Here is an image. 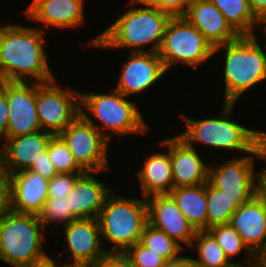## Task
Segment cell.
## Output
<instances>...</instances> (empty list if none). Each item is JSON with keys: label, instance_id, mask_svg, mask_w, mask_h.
Instances as JSON below:
<instances>
[{"label": "cell", "instance_id": "7dc6e473", "mask_svg": "<svg viewBox=\"0 0 266 267\" xmlns=\"http://www.w3.org/2000/svg\"><path fill=\"white\" fill-rule=\"evenodd\" d=\"M262 267H266V258L262 261Z\"/></svg>", "mask_w": 266, "mask_h": 267}, {"label": "cell", "instance_id": "8992f818", "mask_svg": "<svg viewBox=\"0 0 266 267\" xmlns=\"http://www.w3.org/2000/svg\"><path fill=\"white\" fill-rule=\"evenodd\" d=\"M97 219L103 246L107 242L112 245L105 251L126 252L141 240L143 229L148 223L146 198H127L112 191L106 197Z\"/></svg>", "mask_w": 266, "mask_h": 267}, {"label": "cell", "instance_id": "7402d4cb", "mask_svg": "<svg viewBox=\"0 0 266 267\" xmlns=\"http://www.w3.org/2000/svg\"><path fill=\"white\" fill-rule=\"evenodd\" d=\"M162 147L168 148L166 153L155 152L143 162L141 169L136 171L141 194L148 197L153 194L169 193L174 188L172 165L170 157V137L159 141Z\"/></svg>", "mask_w": 266, "mask_h": 267}, {"label": "cell", "instance_id": "5b68a950", "mask_svg": "<svg viewBox=\"0 0 266 267\" xmlns=\"http://www.w3.org/2000/svg\"><path fill=\"white\" fill-rule=\"evenodd\" d=\"M110 93L80 92V114L110 142L112 138L147 134L148 123L133 100L113 88ZM101 124L98 126L96 120ZM100 127V128H99ZM108 131H106V130ZM112 132L114 134H112Z\"/></svg>", "mask_w": 266, "mask_h": 267}, {"label": "cell", "instance_id": "f1b7e54d", "mask_svg": "<svg viewBox=\"0 0 266 267\" xmlns=\"http://www.w3.org/2000/svg\"><path fill=\"white\" fill-rule=\"evenodd\" d=\"M140 242L154 253L162 256L166 260L178 257L185 253V249L165 232L147 223L143 229Z\"/></svg>", "mask_w": 266, "mask_h": 267}, {"label": "cell", "instance_id": "cb8c5ba5", "mask_svg": "<svg viewBox=\"0 0 266 267\" xmlns=\"http://www.w3.org/2000/svg\"><path fill=\"white\" fill-rule=\"evenodd\" d=\"M169 194L196 231L207 230V182L197 186L174 187Z\"/></svg>", "mask_w": 266, "mask_h": 267}, {"label": "cell", "instance_id": "4fadbf2b", "mask_svg": "<svg viewBox=\"0 0 266 267\" xmlns=\"http://www.w3.org/2000/svg\"><path fill=\"white\" fill-rule=\"evenodd\" d=\"M64 239L62 250L57 256L68 252L69 265H99L107 253L103 247L100 226L97 218L77 219L63 226ZM66 250V251H65Z\"/></svg>", "mask_w": 266, "mask_h": 267}, {"label": "cell", "instance_id": "8d00e7d4", "mask_svg": "<svg viewBox=\"0 0 266 267\" xmlns=\"http://www.w3.org/2000/svg\"><path fill=\"white\" fill-rule=\"evenodd\" d=\"M194 0H161V11L172 17L184 16Z\"/></svg>", "mask_w": 266, "mask_h": 267}, {"label": "cell", "instance_id": "60d3db41", "mask_svg": "<svg viewBox=\"0 0 266 267\" xmlns=\"http://www.w3.org/2000/svg\"><path fill=\"white\" fill-rule=\"evenodd\" d=\"M28 267H68V263H65L64 260L63 262H57V259L47 255L45 258L35 261Z\"/></svg>", "mask_w": 266, "mask_h": 267}, {"label": "cell", "instance_id": "7c38bea8", "mask_svg": "<svg viewBox=\"0 0 266 267\" xmlns=\"http://www.w3.org/2000/svg\"><path fill=\"white\" fill-rule=\"evenodd\" d=\"M9 107L6 138L42 131L36 111L37 82L0 81Z\"/></svg>", "mask_w": 266, "mask_h": 267}, {"label": "cell", "instance_id": "30bf717a", "mask_svg": "<svg viewBox=\"0 0 266 267\" xmlns=\"http://www.w3.org/2000/svg\"><path fill=\"white\" fill-rule=\"evenodd\" d=\"M228 158L218 165L208 166V181L224 191L232 200H250L257 194L259 170H255V159L263 161L261 145L253 152ZM214 166V167H210Z\"/></svg>", "mask_w": 266, "mask_h": 267}, {"label": "cell", "instance_id": "7bdbcfd3", "mask_svg": "<svg viewBox=\"0 0 266 267\" xmlns=\"http://www.w3.org/2000/svg\"><path fill=\"white\" fill-rule=\"evenodd\" d=\"M134 4L139 7H150L161 10V0H130L127 2L128 6H133Z\"/></svg>", "mask_w": 266, "mask_h": 267}, {"label": "cell", "instance_id": "603a6c76", "mask_svg": "<svg viewBox=\"0 0 266 267\" xmlns=\"http://www.w3.org/2000/svg\"><path fill=\"white\" fill-rule=\"evenodd\" d=\"M49 180L31 170L12 174V211L37 214L48 199Z\"/></svg>", "mask_w": 266, "mask_h": 267}, {"label": "cell", "instance_id": "277c9868", "mask_svg": "<svg viewBox=\"0 0 266 267\" xmlns=\"http://www.w3.org/2000/svg\"><path fill=\"white\" fill-rule=\"evenodd\" d=\"M236 103H223L221 114L204 119H192L186 114L179 116L185 123V130L178 134L191 147L195 143L221 151L251 153L260 145L261 130L250 129L231 118ZM195 142V143H194Z\"/></svg>", "mask_w": 266, "mask_h": 267}, {"label": "cell", "instance_id": "83f0119b", "mask_svg": "<svg viewBox=\"0 0 266 267\" xmlns=\"http://www.w3.org/2000/svg\"><path fill=\"white\" fill-rule=\"evenodd\" d=\"M194 246L195 251L198 252V258L193 257L197 267H231L233 265L207 230L196 232L190 249H194Z\"/></svg>", "mask_w": 266, "mask_h": 267}, {"label": "cell", "instance_id": "ee69618b", "mask_svg": "<svg viewBox=\"0 0 266 267\" xmlns=\"http://www.w3.org/2000/svg\"><path fill=\"white\" fill-rule=\"evenodd\" d=\"M259 29H260L261 31L263 30L262 32L264 33V34H263L264 37H263L261 34H259V35L261 36L259 39L261 40V38H262V40H263V41H262V44H263L264 39H265V42H264V43H266V23H262L261 26L258 28V30H259Z\"/></svg>", "mask_w": 266, "mask_h": 267}, {"label": "cell", "instance_id": "d4e9b609", "mask_svg": "<svg viewBox=\"0 0 266 267\" xmlns=\"http://www.w3.org/2000/svg\"><path fill=\"white\" fill-rule=\"evenodd\" d=\"M207 231L215 238L233 264H241L246 267H262V262L244 244L238 232L230 224L217 225ZM239 254L244 256L241 259L243 263L234 261Z\"/></svg>", "mask_w": 266, "mask_h": 267}, {"label": "cell", "instance_id": "6da1fadb", "mask_svg": "<svg viewBox=\"0 0 266 267\" xmlns=\"http://www.w3.org/2000/svg\"><path fill=\"white\" fill-rule=\"evenodd\" d=\"M46 30L0 24V81L47 83L55 78L48 62Z\"/></svg>", "mask_w": 266, "mask_h": 267}, {"label": "cell", "instance_id": "44dd1931", "mask_svg": "<svg viewBox=\"0 0 266 267\" xmlns=\"http://www.w3.org/2000/svg\"><path fill=\"white\" fill-rule=\"evenodd\" d=\"M52 135L46 131H38L6 138L0 145V156L12 174L27 170L47 150Z\"/></svg>", "mask_w": 266, "mask_h": 267}, {"label": "cell", "instance_id": "e0dca14e", "mask_svg": "<svg viewBox=\"0 0 266 267\" xmlns=\"http://www.w3.org/2000/svg\"><path fill=\"white\" fill-rule=\"evenodd\" d=\"M84 4L85 0H32L22 13L46 28L74 29L86 21Z\"/></svg>", "mask_w": 266, "mask_h": 267}, {"label": "cell", "instance_id": "52a82bcc", "mask_svg": "<svg viewBox=\"0 0 266 267\" xmlns=\"http://www.w3.org/2000/svg\"><path fill=\"white\" fill-rule=\"evenodd\" d=\"M46 228L37 214L8 211L0 216V261L13 267H28L45 258Z\"/></svg>", "mask_w": 266, "mask_h": 267}, {"label": "cell", "instance_id": "d6986e66", "mask_svg": "<svg viewBox=\"0 0 266 267\" xmlns=\"http://www.w3.org/2000/svg\"><path fill=\"white\" fill-rule=\"evenodd\" d=\"M184 17L213 48L236 40L240 36L210 0H194Z\"/></svg>", "mask_w": 266, "mask_h": 267}, {"label": "cell", "instance_id": "8fae6325", "mask_svg": "<svg viewBox=\"0 0 266 267\" xmlns=\"http://www.w3.org/2000/svg\"><path fill=\"white\" fill-rule=\"evenodd\" d=\"M59 135L66 142L77 164L85 172L111 170L108 161L111 142L81 114Z\"/></svg>", "mask_w": 266, "mask_h": 267}, {"label": "cell", "instance_id": "1f68e13d", "mask_svg": "<svg viewBox=\"0 0 266 267\" xmlns=\"http://www.w3.org/2000/svg\"><path fill=\"white\" fill-rule=\"evenodd\" d=\"M126 253L136 267H162L166 262L165 258L145 247L140 241L131 246Z\"/></svg>", "mask_w": 266, "mask_h": 267}, {"label": "cell", "instance_id": "ffe728a7", "mask_svg": "<svg viewBox=\"0 0 266 267\" xmlns=\"http://www.w3.org/2000/svg\"><path fill=\"white\" fill-rule=\"evenodd\" d=\"M109 173L110 170L101 172H85L75 182L71 192L67 195L69 208L78 219L98 218L106 197L112 188L98 179L96 175Z\"/></svg>", "mask_w": 266, "mask_h": 267}, {"label": "cell", "instance_id": "836d02e7", "mask_svg": "<svg viewBox=\"0 0 266 267\" xmlns=\"http://www.w3.org/2000/svg\"><path fill=\"white\" fill-rule=\"evenodd\" d=\"M12 210V173L0 156V216Z\"/></svg>", "mask_w": 266, "mask_h": 267}, {"label": "cell", "instance_id": "f6af8a7d", "mask_svg": "<svg viewBox=\"0 0 266 267\" xmlns=\"http://www.w3.org/2000/svg\"><path fill=\"white\" fill-rule=\"evenodd\" d=\"M68 267H99V265H69Z\"/></svg>", "mask_w": 266, "mask_h": 267}, {"label": "cell", "instance_id": "3957f363", "mask_svg": "<svg viewBox=\"0 0 266 267\" xmlns=\"http://www.w3.org/2000/svg\"><path fill=\"white\" fill-rule=\"evenodd\" d=\"M257 35H240L214 48L224 53V103H236L246 91L266 80V50Z\"/></svg>", "mask_w": 266, "mask_h": 267}, {"label": "cell", "instance_id": "9a60e30c", "mask_svg": "<svg viewBox=\"0 0 266 267\" xmlns=\"http://www.w3.org/2000/svg\"><path fill=\"white\" fill-rule=\"evenodd\" d=\"M146 201L148 223L165 232L184 249L183 244L190 248L197 231L182 214L172 196L169 193L153 194L146 197Z\"/></svg>", "mask_w": 266, "mask_h": 267}, {"label": "cell", "instance_id": "484cf974", "mask_svg": "<svg viewBox=\"0 0 266 267\" xmlns=\"http://www.w3.org/2000/svg\"><path fill=\"white\" fill-rule=\"evenodd\" d=\"M239 35H255L261 23L253 15L248 0H210ZM256 27V28H255Z\"/></svg>", "mask_w": 266, "mask_h": 267}, {"label": "cell", "instance_id": "e575fe53", "mask_svg": "<svg viewBox=\"0 0 266 267\" xmlns=\"http://www.w3.org/2000/svg\"><path fill=\"white\" fill-rule=\"evenodd\" d=\"M28 170L40 174L48 180L52 179L58 173L49 158L48 150L40 154V157L33 162Z\"/></svg>", "mask_w": 266, "mask_h": 267}, {"label": "cell", "instance_id": "9c48e42d", "mask_svg": "<svg viewBox=\"0 0 266 267\" xmlns=\"http://www.w3.org/2000/svg\"><path fill=\"white\" fill-rule=\"evenodd\" d=\"M56 79L37 83L36 111L42 131L60 134L80 115V92L58 85ZM67 87V88H66Z\"/></svg>", "mask_w": 266, "mask_h": 267}, {"label": "cell", "instance_id": "d6a6232c", "mask_svg": "<svg viewBox=\"0 0 266 267\" xmlns=\"http://www.w3.org/2000/svg\"><path fill=\"white\" fill-rule=\"evenodd\" d=\"M85 172L57 173L48 184V197L66 198L76 180Z\"/></svg>", "mask_w": 266, "mask_h": 267}, {"label": "cell", "instance_id": "f546056e", "mask_svg": "<svg viewBox=\"0 0 266 267\" xmlns=\"http://www.w3.org/2000/svg\"><path fill=\"white\" fill-rule=\"evenodd\" d=\"M38 218L45 228H51L55 223L63 227L78 219L69 208L68 199L57 197H48L38 213Z\"/></svg>", "mask_w": 266, "mask_h": 267}, {"label": "cell", "instance_id": "2e32d148", "mask_svg": "<svg viewBox=\"0 0 266 267\" xmlns=\"http://www.w3.org/2000/svg\"><path fill=\"white\" fill-rule=\"evenodd\" d=\"M229 224L262 262L266 258V205L256 194L230 217Z\"/></svg>", "mask_w": 266, "mask_h": 267}, {"label": "cell", "instance_id": "b9f144b4", "mask_svg": "<svg viewBox=\"0 0 266 267\" xmlns=\"http://www.w3.org/2000/svg\"><path fill=\"white\" fill-rule=\"evenodd\" d=\"M260 173L257 181V194L262 198L266 205V168H260Z\"/></svg>", "mask_w": 266, "mask_h": 267}, {"label": "cell", "instance_id": "7a4b0ae2", "mask_svg": "<svg viewBox=\"0 0 266 267\" xmlns=\"http://www.w3.org/2000/svg\"><path fill=\"white\" fill-rule=\"evenodd\" d=\"M171 18L170 14L157 8L134 5L87 44L93 49L126 48L135 53H158ZM145 46H149V49H144Z\"/></svg>", "mask_w": 266, "mask_h": 267}, {"label": "cell", "instance_id": "ab89813d", "mask_svg": "<svg viewBox=\"0 0 266 267\" xmlns=\"http://www.w3.org/2000/svg\"><path fill=\"white\" fill-rule=\"evenodd\" d=\"M162 267H197L192 257L179 255L176 258L166 260Z\"/></svg>", "mask_w": 266, "mask_h": 267}, {"label": "cell", "instance_id": "4316f807", "mask_svg": "<svg viewBox=\"0 0 266 267\" xmlns=\"http://www.w3.org/2000/svg\"><path fill=\"white\" fill-rule=\"evenodd\" d=\"M248 201L232 200L224 191L207 181V230L217 225L229 224L232 214Z\"/></svg>", "mask_w": 266, "mask_h": 267}, {"label": "cell", "instance_id": "f35d334b", "mask_svg": "<svg viewBox=\"0 0 266 267\" xmlns=\"http://www.w3.org/2000/svg\"><path fill=\"white\" fill-rule=\"evenodd\" d=\"M255 18L262 24L266 23V0H248Z\"/></svg>", "mask_w": 266, "mask_h": 267}, {"label": "cell", "instance_id": "4dcf8cb0", "mask_svg": "<svg viewBox=\"0 0 266 267\" xmlns=\"http://www.w3.org/2000/svg\"><path fill=\"white\" fill-rule=\"evenodd\" d=\"M49 158L58 173L85 172L75 161L66 142L58 135H52L47 146Z\"/></svg>", "mask_w": 266, "mask_h": 267}, {"label": "cell", "instance_id": "ac0fdd59", "mask_svg": "<svg viewBox=\"0 0 266 267\" xmlns=\"http://www.w3.org/2000/svg\"><path fill=\"white\" fill-rule=\"evenodd\" d=\"M170 157L174 187L197 186L208 181L209 165L179 135L170 137Z\"/></svg>", "mask_w": 266, "mask_h": 267}, {"label": "cell", "instance_id": "d590c367", "mask_svg": "<svg viewBox=\"0 0 266 267\" xmlns=\"http://www.w3.org/2000/svg\"><path fill=\"white\" fill-rule=\"evenodd\" d=\"M99 267H136L126 252H107Z\"/></svg>", "mask_w": 266, "mask_h": 267}, {"label": "cell", "instance_id": "5bb4252c", "mask_svg": "<svg viewBox=\"0 0 266 267\" xmlns=\"http://www.w3.org/2000/svg\"><path fill=\"white\" fill-rule=\"evenodd\" d=\"M128 57L114 87L126 97L144 93L168 72L158 53L130 52Z\"/></svg>", "mask_w": 266, "mask_h": 267}, {"label": "cell", "instance_id": "74e56055", "mask_svg": "<svg viewBox=\"0 0 266 267\" xmlns=\"http://www.w3.org/2000/svg\"><path fill=\"white\" fill-rule=\"evenodd\" d=\"M9 107L6 94L0 89V141L6 139Z\"/></svg>", "mask_w": 266, "mask_h": 267}, {"label": "cell", "instance_id": "ba28073f", "mask_svg": "<svg viewBox=\"0 0 266 267\" xmlns=\"http://www.w3.org/2000/svg\"><path fill=\"white\" fill-rule=\"evenodd\" d=\"M158 55L167 71L176 64L197 68L214 57V48L184 16H178L169 20Z\"/></svg>", "mask_w": 266, "mask_h": 267}, {"label": "cell", "instance_id": "bcb514c9", "mask_svg": "<svg viewBox=\"0 0 266 267\" xmlns=\"http://www.w3.org/2000/svg\"><path fill=\"white\" fill-rule=\"evenodd\" d=\"M231 267H246V266H243L241 264H233Z\"/></svg>", "mask_w": 266, "mask_h": 267}]
</instances>
